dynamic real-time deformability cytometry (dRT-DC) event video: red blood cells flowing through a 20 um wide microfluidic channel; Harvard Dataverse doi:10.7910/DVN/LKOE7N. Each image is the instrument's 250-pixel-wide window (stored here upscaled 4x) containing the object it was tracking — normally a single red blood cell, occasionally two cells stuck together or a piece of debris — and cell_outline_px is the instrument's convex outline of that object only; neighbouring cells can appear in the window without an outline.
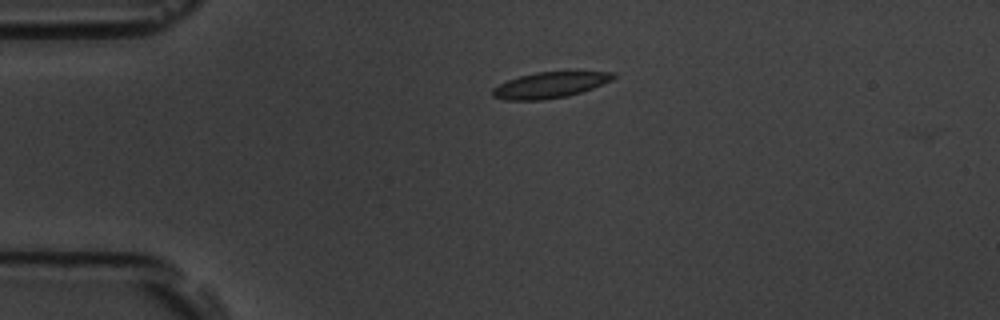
{"species": "common noctule bat (a hibernating species)", "species_latin": "Nyctalus noctula", "temperature_condition": "room temperature", "stored_images_in_passage": 4, "camera_frame_rate_fps": 3000, "um_per_image_px": 0.085, "animal": {"sex": "male", "body_mass_g": 19.5, "forearm_length_mm": 54.6}, "frame": {"image": 1, "passage_image": 1, "time_ms": 0.0, "image_size_px": [1000, 320], "cell_outline_px": [[616, 76], [612, 80], [592, 88], [568, 96], [544, 100], [504, 100], [492, 96], [492, 88], [508, 80], [520, 76], [536, 72], [576, 68], [612, 72]], "centroid_in_image_um": [46.83, 7.17], "position_along_channel_um": 38.2, "area_um2": 19.13}}